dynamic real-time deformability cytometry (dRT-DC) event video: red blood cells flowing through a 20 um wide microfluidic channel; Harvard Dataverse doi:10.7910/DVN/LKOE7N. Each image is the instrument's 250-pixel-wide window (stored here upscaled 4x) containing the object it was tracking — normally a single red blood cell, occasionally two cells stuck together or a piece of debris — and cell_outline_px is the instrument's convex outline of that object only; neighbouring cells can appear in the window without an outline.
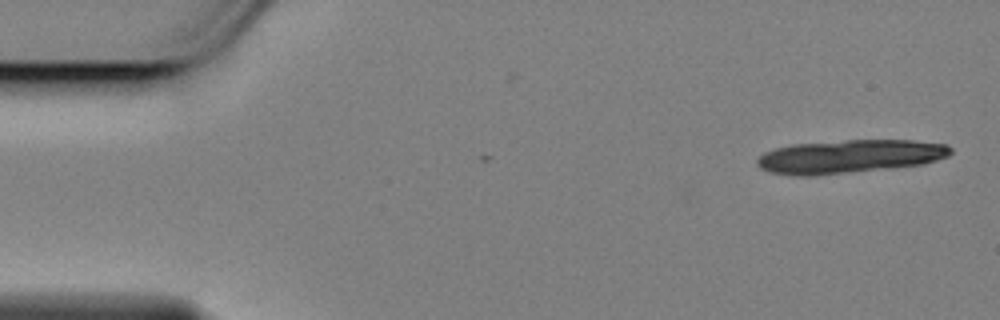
{"species": "Egyptian fruit bat (a non-hibernating species)", "species_latin": "Rousettus aegyptiacus", "temperature_condition": "cold", "stored_images_in_passage": 17, "camera_frame_rate_fps": 3000, "um_per_image_px": 0.085, "animal": {"sex": "female"}, "frame": {"image": 1, "passage_image": 1, "time_ms": 0.0, "image_size_px": [1000, 320], "cell_outline_px": [[952, 152], [948, 156], [924, 164], [888, 168], [812, 176], [796, 176], [772, 172], [760, 168], [756, 164], [756, 160], [764, 152], [776, 148], [792, 144], [844, 140], [912, 140], [948, 144], [952, 148]], "centroid_in_image_um": [72.22, 13.29], "position_along_channel_um": 12.8, "area_um2": 37.69}}